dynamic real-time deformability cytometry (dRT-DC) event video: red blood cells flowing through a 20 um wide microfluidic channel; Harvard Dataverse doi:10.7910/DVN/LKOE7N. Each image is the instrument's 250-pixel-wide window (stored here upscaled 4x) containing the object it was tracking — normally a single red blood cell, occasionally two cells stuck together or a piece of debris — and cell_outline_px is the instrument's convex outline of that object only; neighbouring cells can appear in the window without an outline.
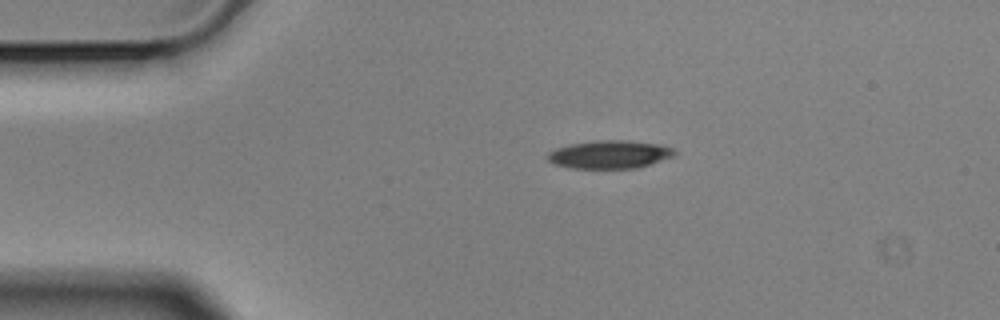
{"species": "Egyptian fruit bat (a non-hibernating species)", "species_latin": "Rousettus aegyptiacus", "temperature_condition": "cold", "stored_images_in_passage": 46, "camera_frame_rate_fps": 3000, "um_per_image_px": 0.085, "animal": {"sex": "male"}, "frame": {"image": 1, "passage_image": 1, "time_ms": 0.0, "image_size_px": [1000, 320], "cell_outline_px": [[676, 156], [636, 168], [572, 168], [556, 164], [548, 160], [548, 152], [556, 148], [572, 144], [596, 140], [628, 140], [660, 144], [672, 148], [676, 152]], "centroid_in_image_um": [51.86, 13.12], "position_along_channel_um": 33.1, "area_um2": 20.69}}
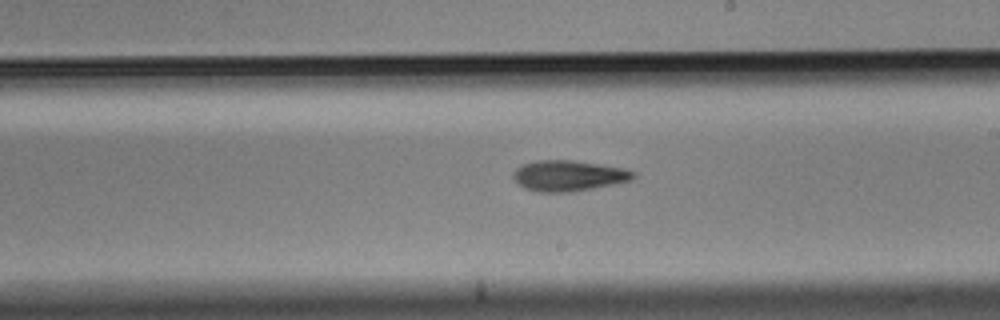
{"frame": {"image": 2, "passage_image": 22, "time_ms": 7.0, "image_size_px": [1000, 320], "cell_outline_px": [[636, 176], [632, 180], [572, 192], [540, 192], [524, 188], [512, 176], [516, 168], [520, 164], [536, 160], [572, 160], [624, 168], [636, 172]], "centroid_in_image_um": [48.32, 14.93], "position_along_channel_um": 240.7, "area_um2": 21.44}}
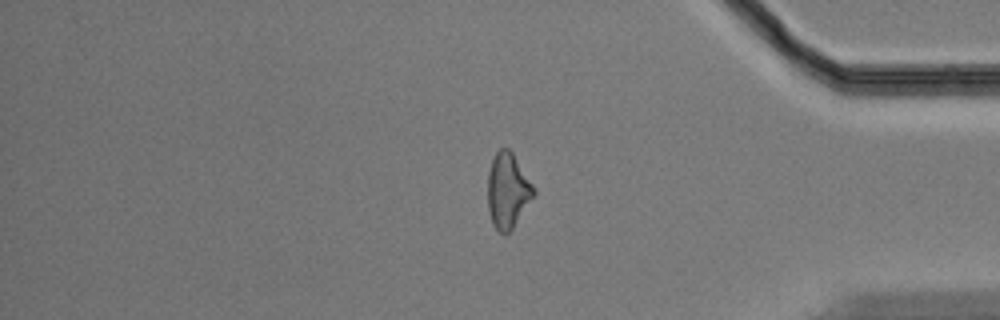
{"frame": {"image": 3, "passage_image": 37, "time_ms": 12.0, "image_size_px": [1000, 320], "cell_outline_px": [[536, 192], [512, 228], [504, 236], [492, 224], [488, 212], [488, 172], [492, 160], [496, 152], [500, 148], [508, 148], [512, 152], [536, 188]], "centroid_in_image_um": [43.15, 16.19], "position_along_channel_um": 392.1, "area_um2": 20.06}, "authors_computed_cell_mechanics": {"area_um2": 21.0392, "velocity_mm_per_s": 3.5216, "shape_relaxation_time_tau1_ms": 3.7748, "shape_relaxation_time_tau2_ms": null, "deformation_change_tau1": 0.1493, "deformation_change_tau2": null}}